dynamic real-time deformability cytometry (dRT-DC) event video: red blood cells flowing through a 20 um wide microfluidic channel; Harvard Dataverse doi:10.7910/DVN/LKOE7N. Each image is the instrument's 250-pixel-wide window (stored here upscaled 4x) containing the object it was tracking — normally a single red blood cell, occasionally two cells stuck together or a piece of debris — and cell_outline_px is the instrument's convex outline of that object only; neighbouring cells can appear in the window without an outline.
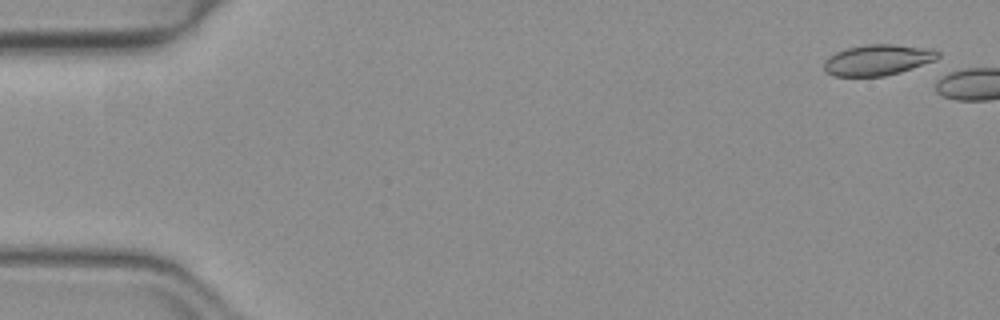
{"species": "common noctule bat (a hibernating species)", "species_latin": "Nyctalus noctula", "temperature_condition": "warm", "stored_images_in_passage": 5, "camera_frame_rate_fps": 3000, "um_per_image_px": 0.085, "animal": {"sex": "female", "body_mass_g": 19.3, "forearm_length_mm": 54.1}, "frame": {"image": 1, "passage_image": 2, "time_ms": 0.333, "image_size_px": [1000, 320], "cell_outline_px": [[940, 56], [936, 60], [900, 72], [884, 76], [832, 76], [824, 68], [824, 60], [828, 56], [836, 52], [848, 48], [864, 44], [892, 44], [932, 48], [940, 52]], "centroid_in_image_um": [74.63, 5.08], "position_along_channel_um": 10.4, "area_um2": 20.58}}